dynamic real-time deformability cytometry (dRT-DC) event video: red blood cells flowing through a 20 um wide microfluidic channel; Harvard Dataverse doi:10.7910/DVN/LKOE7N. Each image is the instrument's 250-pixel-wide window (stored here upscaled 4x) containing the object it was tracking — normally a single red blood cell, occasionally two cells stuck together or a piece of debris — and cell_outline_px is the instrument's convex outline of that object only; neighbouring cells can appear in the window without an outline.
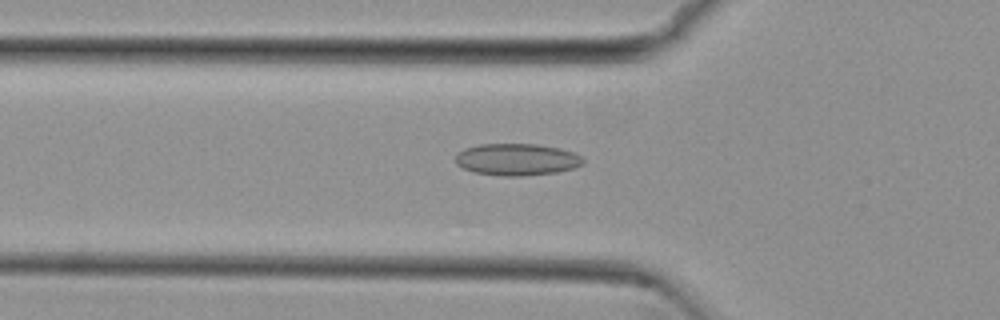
{"species": "common noctule bat (a hibernating species)", "species_latin": "Nyctalus noctula", "temperature_condition": "cold", "stored_images_in_passage": 52, "camera_frame_rate_fps": 3000, "um_per_image_px": 0.085, "animal": {"sex": "female", "body_mass_g": 29.2, "forearm_length_mm": 56.3}, "frame": {"image": 1, "passage_image": 17, "time_ms": 5.333, "image_size_px": [1000, 320], "cell_outline_px": [[584, 164], [572, 168], [556, 172], [524, 176], [504, 176], [476, 172], [464, 168], [456, 164], [456, 152], [464, 148], [480, 144], [536, 144], [560, 148], [572, 152], [580, 156], [584, 160]], "centroid_in_image_um": [43.92, 13.55], "position_along_channel_um": 81.9, "area_um2": 23.64}}
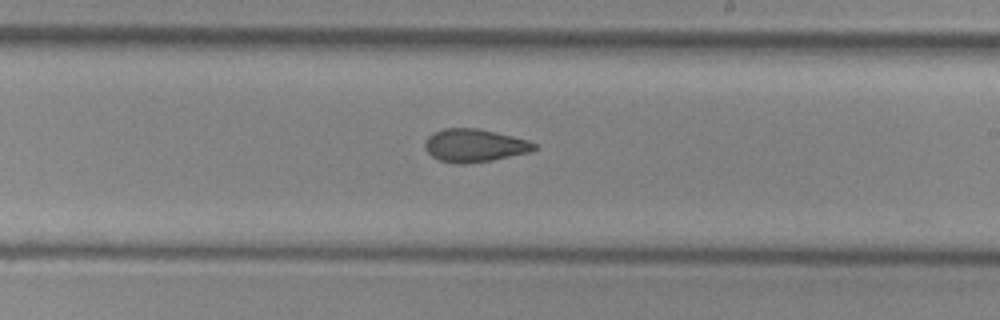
{"frame": {"image": 2, "passage_image": 30, "time_ms": 9.667, "image_size_px": [1000, 320], "cell_outline_px": [[536, 148], [532, 152], [492, 160], [464, 164], [460, 164], [440, 160], [432, 156], [424, 148], [424, 140], [432, 132], [444, 128], [476, 128], [496, 132], [528, 140], [536, 144]], "centroid_in_image_um": [40.32, 12.36], "position_along_channel_um": 248.7, "area_um2": 21.1}}
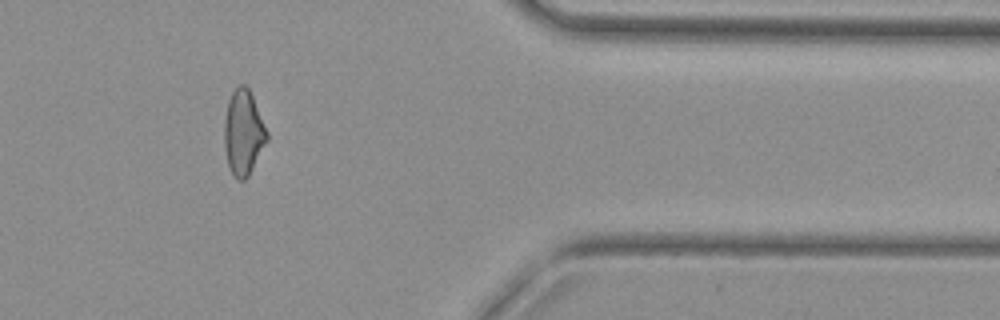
{"frame": {"image": 3, "passage_image": 43, "time_ms": 14.0, "image_size_px": [1000, 320], "cell_outline_px": [[268, 140], [248, 176], [244, 180], [236, 180], [228, 164], [224, 148], [224, 120], [228, 100], [232, 92], [240, 84], [244, 84], [248, 88], [252, 96], [268, 132]], "centroid_in_image_um": [20.68, 11.28], "position_along_channel_um": 390.7, "area_um2": 21.04}, "authors_computed_cell_mechanics": {"area_um2": 21.7328, "velocity_mm_per_s": 3.8337, "shape_relaxation_time_tau1_ms": null, "shape_relaxation_time_tau2_ms": 2.3744, "deformation_change_tau1": null, "deformation_change_tau2": 0.0843}}